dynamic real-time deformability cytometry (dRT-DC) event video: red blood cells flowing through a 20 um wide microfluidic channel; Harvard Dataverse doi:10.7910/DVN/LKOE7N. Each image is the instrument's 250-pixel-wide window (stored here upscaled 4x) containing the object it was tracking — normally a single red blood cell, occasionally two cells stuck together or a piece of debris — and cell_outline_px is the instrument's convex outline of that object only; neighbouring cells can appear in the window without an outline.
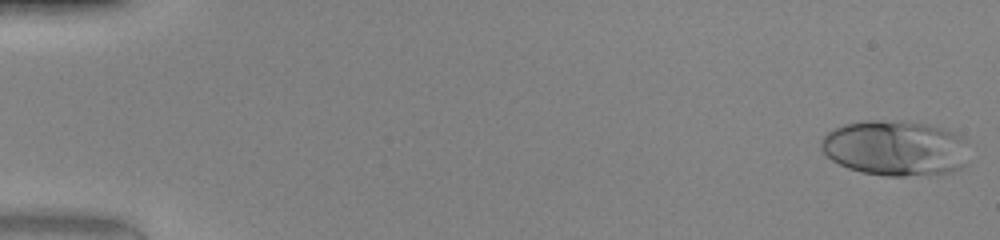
{"species": "human", "species_latin": "Homo sapiens", "temperature_condition": "warm", "stored_images_in_passage": 49, "camera_frame_rate_fps": 3000, "um_per_image_px": 0.085, "donor": {"sex": "female"}, "frame": {"image": 1, "passage_image": 1, "time_ms": 0.0, "image_size_px": [1000, 240], "cell_outline_px": [[968, 164], [952, 172], [904, 176], [888, 176], [860, 172], [848, 168], [832, 160], [820, 148], [820, 140], [828, 132], [844, 124], [860, 120], [904, 120], [928, 124], [948, 128], [968, 136]], "centroid_in_image_um": [76.19, 12.56], "position_along_channel_um": 8.8, "area_um2": 49.01}}
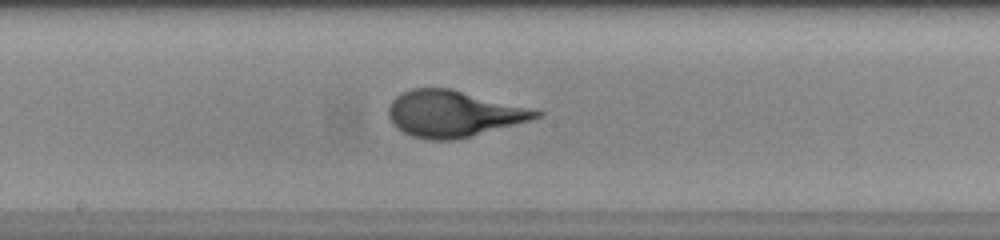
{"frame": {"image": 2, "passage_image": 27, "time_ms": 8.667, "image_size_px": [1000, 240], "cell_outline_px": [[544, 116], [468, 136], [452, 140], [428, 140], [412, 136], [396, 128], [392, 124], [388, 116], [388, 108], [392, 100], [400, 92], [412, 88], [452, 88], [544, 112]], "centroid_in_image_um": [38.46, 9.65], "position_along_channel_um": 209.7, "area_um2": 39.48}}
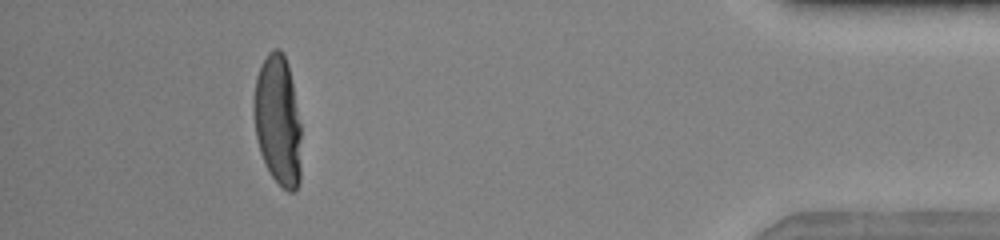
{"frame": {"image": 3, "passage_image": 45, "time_ms": 14.667, "image_size_px": [1000, 240], "cell_outline_px": [[300, 180], [296, 188], [292, 192], [288, 192], [272, 176], [264, 164], [260, 152], [256, 136], [252, 112], [252, 104], [256, 76], [268, 52], [272, 48], [280, 48], [284, 52], [288, 64], [300, 124]], "centroid_in_image_um": [23.59, 10.21], "position_along_channel_um": 411.6, "area_um2": 36.13}, "authors_computed_cell_mechanics": {"area_um2": 39.6508, "velocity_mm_per_s": 4.2248, "shape_relaxation_time_tau1_ms": 4.3615, "shape_relaxation_time_tau2_ms": null, "deformation_change_tau1": 0.272, "deformation_change_tau2": null}}